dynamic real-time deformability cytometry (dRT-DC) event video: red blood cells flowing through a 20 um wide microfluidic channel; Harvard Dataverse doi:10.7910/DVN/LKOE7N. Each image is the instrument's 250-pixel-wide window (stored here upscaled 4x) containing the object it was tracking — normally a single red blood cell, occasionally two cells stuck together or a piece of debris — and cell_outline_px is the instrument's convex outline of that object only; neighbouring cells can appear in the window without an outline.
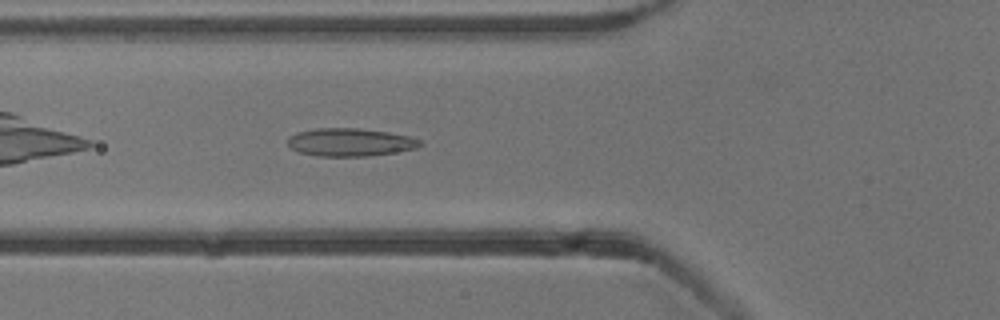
{"species": "common noctule bat (a hibernating species)", "species_latin": "Nyctalus noctula", "temperature_condition": "cold", "stored_images_in_passage": 40, "camera_frame_rate_fps": 3000, "um_per_image_px": 0.085, "animal": {"sex": "male", "body_mass_g": 13.3}, "frame": {"image": 1, "passage_image": 6, "time_ms": 1.667, "image_size_px": [1000, 320], "cell_outline_px": [[424, 144], [416, 148], [368, 156], [316, 156], [300, 152], [292, 148], [288, 144], [288, 136], [296, 132], [316, 128], [360, 128], [388, 132], [408, 136], [420, 140]], "centroid_in_image_um": [29.74, 12.08], "position_along_channel_um": 96.1, "area_um2": 21.5}}
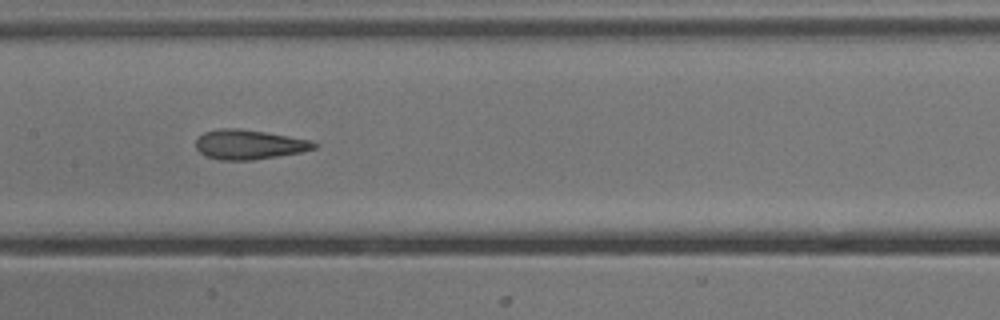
{"frame": {"image": 2, "passage_image": 13, "time_ms": 4.0, "image_size_px": [1000, 320], "cell_outline_px": [[316, 148], [304, 152], [252, 160], [220, 160], [204, 156], [196, 148], [196, 140], [204, 132], [220, 128], [236, 128], [264, 132], [312, 140], [316, 144]], "centroid_in_image_um": [21.17, 12.29], "position_along_channel_um": 186.2, "area_um2": 20.4}}
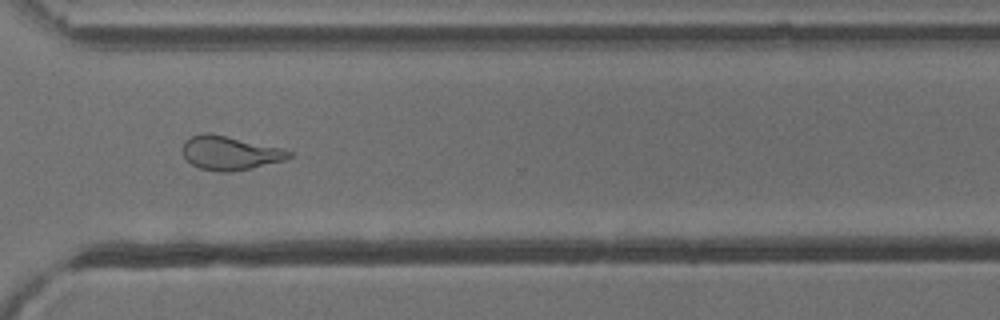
{"frame": {"image": 3, "passage_image": 26, "time_ms": 8.333, "image_size_px": [1000, 320], "cell_outline_px": [[292, 156], [284, 160], [232, 172], [220, 172], [200, 168], [192, 164], [184, 156], [184, 140], [192, 136], [204, 132], [208, 132], [284, 148], [292, 152]], "centroid_in_image_um": [19.56, 12.99], "position_along_channel_um": 351.0, "area_um2": 20.87}, "authors_computed_cell_mechanics": {"area_um2": 21.4149, "velocity_mm_per_s": 3.8123, "shape_relaxation_time_tau1_ms": null, "shape_relaxation_time_tau2_ms": 1.7858, "deformation_change_tau1": null, "deformation_change_tau2": 0.0823}}